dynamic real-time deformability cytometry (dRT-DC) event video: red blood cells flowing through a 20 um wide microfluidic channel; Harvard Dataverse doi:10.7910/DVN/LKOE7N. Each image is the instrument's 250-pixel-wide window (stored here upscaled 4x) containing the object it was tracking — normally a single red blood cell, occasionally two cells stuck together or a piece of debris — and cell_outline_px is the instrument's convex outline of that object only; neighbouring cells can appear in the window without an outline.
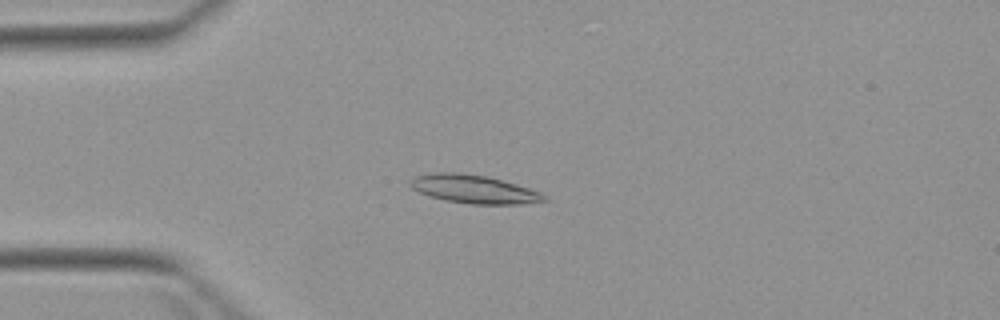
{"species": "Egyptian fruit bat (a non-hibernating species)", "species_latin": "Rousettus aegyptiacus", "temperature_condition": "warm", "stored_images_in_passage": 5, "camera_frame_rate_fps": 3000, "um_per_image_px": 0.085, "animal": {"sex": "female"}, "frame": {"image": 1, "passage_image": 3, "time_ms": 2.333, "image_size_px": [1000, 320], "cell_outline_px": [[548, 200], [520, 204], [472, 204], [448, 200], [432, 196], [420, 192], [412, 188], [408, 184], [408, 180], [416, 176], [436, 172], [456, 172], [488, 176], [516, 184], [540, 192], [548, 196]], "centroid_in_image_um": [40.29, 16.07], "position_along_channel_um": 44.7, "area_um2": 21.96}}
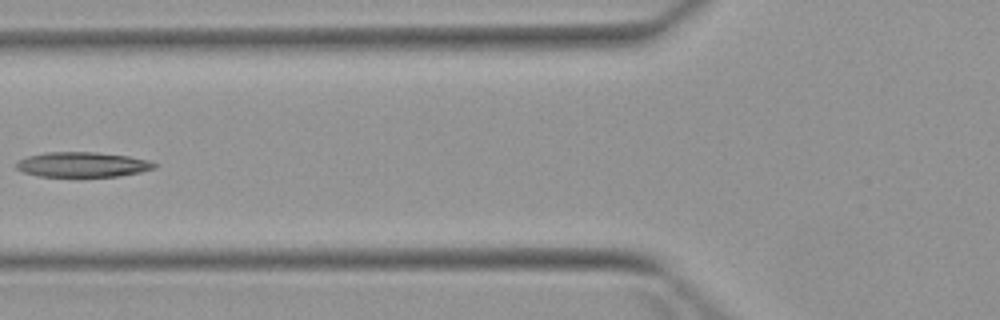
{"frame": {"image": 2, "passage_image": 5, "time_ms": 4.667, "image_size_px": [1000, 320], "cell_outline_px": [[156, 168], [140, 172], [120, 176], [40, 176], [24, 172], [16, 168], [16, 164], [20, 160], [28, 156], [44, 152], [96, 152], [128, 156], [148, 160], [156, 164]], "centroid_in_image_um": [7.03, 13.98], "position_along_channel_um": 118.8, "area_um2": 19.94}}